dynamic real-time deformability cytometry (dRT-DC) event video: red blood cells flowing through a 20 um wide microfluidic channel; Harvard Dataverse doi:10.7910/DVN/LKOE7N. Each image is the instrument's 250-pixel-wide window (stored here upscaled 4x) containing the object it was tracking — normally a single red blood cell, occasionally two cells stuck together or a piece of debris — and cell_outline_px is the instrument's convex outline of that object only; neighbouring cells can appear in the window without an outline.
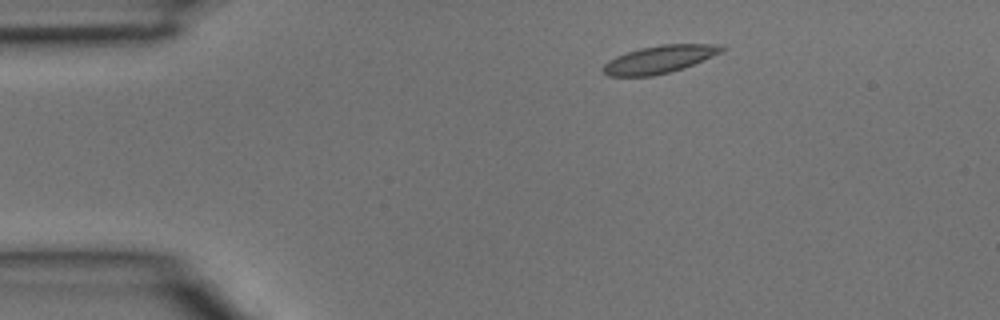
{"species": "common noctule bat (a hibernating species)", "species_latin": "Nyctalus noctula", "temperature_condition": "room temperature", "stored_images_in_passage": 3, "camera_frame_rate_fps": 3000, "um_per_image_px": 0.085, "animal": {"sex": "male", "body_mass_g": 15.6}, "frame": {"image": 1, "passage_image": 1, "time_ms": 0.0, "image_size_px": [1000, 320], "cell_outline_px": [[724, 48], [720, 52], [712, 56], [684, 68], [652, 76], [608, 76], [600, 68], [608, 60], [616, 56], [640, 48], [660, 44], [724, 44]], "centroid_in_image_um": [56.02, 5.04], "position_along_channel_um": 29.0, "area_um2": 19.02}}